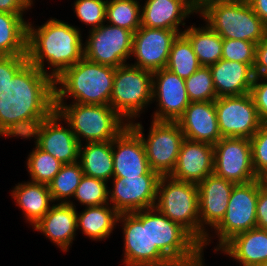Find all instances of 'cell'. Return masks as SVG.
Returning a JSON list of instances; mask_svg holds the SVG:
<instances>
[{
    "instance_id": "obj_1",
    "label": "cell",
    "mask_w": 267,
    "mask_h": 266,
    "mask_svg": "<svg viewBox=\"0 0 267 266\" xmlns=\"http://www.w3.org/2000/svg\"><path fill=\"white\" fill-rule=\"evenodd\" d=\"M54 110V80L28 61L0 97V137H29Z\"/></svg>"
},
{
    "instance_id": "obj_2",
    "label": "cell",
    "mask_w": 267,
    "mask_h": 266,
    "mask_svg": "<svg viewBox=\"0 0 267 266\" xmlns=\"http://www.w3.org/2000/svg\"><path fill=\"white\" fill-rule=\"evenodd\" d=\"M64 21L50 17L27 24V60L53 80L84 57L83 31Z\"/></svg>"
},
{
    "instance_id": "obj_3",
    "label": "cell",
    "mask_w": 267,
    "mask_h": 266,
    "mask_svg": "<svg viewBox=\"0 0 267 266\" xmlns=\"http://www.w3.org/2000/svg\"><path fill=\"white\" fill-rule=\"evenodd\" d=\"M115 68L82 58L54 80L55 103L109 105Z\"/></svg>"
},
{
    "instance_id": "obj_4",
    "label": "cell",
    "mask_w": 267,
    "mask_h": 266,
    "mask_svg": "<svg viewBox=\"0 0 267 266\" xmlns=\"http://www.w3.org/2000/svg\"><path fill=\"white\" fill-rule=\"evenodd\" d=\"M197 14L223 39H238L258 44L267 35V26L249 3L198 0Z\"/></svg>"
},
{
    "instance_id": "obj_5",
    "label": "cell",
    "mask_w": 267,
    "mask_h": 266,
    "mask_svg": "<svg viewBox=\"0 0 267 266\" xmlns=\"http://www.w3.org/2000/svg\"><path fill=\"white\" fill-rule=\"evenodd\" d=\"M80 144L113 141L129 124L110 106L55 103Z\"/></svg>"
},
{
    "instance_id": "obj_6",
    "label": "cell",
    "mask_w": 267,
    "mask_h": 266,
    "mask_svg": "<svg viewBox=\"0 0 267 266\" xmlns=\"http://www.w3.org/2000/svg\"><path fill=\"white\" fill-rule=\"evenodd\" d=\"M155 207L171 221L185 228L201 245L207 234L200 228L198 185L161 176Z\"/></svg>"
},
{
    "instance_id": "obj_7",
    "label": "cell",
    "mask_w": 267,
    "mask_h": 266,
    "mask_svg": "<svg viewBox=\"0 0 267 266\" xmlns=\"http://www.w3.org/2000/svg\"><path fill=\"white\" fill-rule=\"evenodd\" d=\"M152 77L153 72L130 64L115 68L109 105L128 124L139 120L152 104Z\"/></svg>"
},
{
    "instance_id": "obj_8",
    "label": "cell",
    "mask_w": 267,
    "mask_h": 266,
    "mask_svg": "<svg viewBox=\"0 0 267 266\" xmlns=\"http://www.w3.org/2000/svg\"><path fill=\"white\" fill-rule=\"evenodd\" d=\"M119 223L121 225H119ZM123 237L124 266H176L156 245L151 243L150 208L120 213L117 221Z\"/></svg>"
},
{
    "instance_id": "obj_9",
    "label": "cell",
    "mask_w": 267,
    "mask_h": 266,
    "mask_svg": "<svg viewBox=\"0 0 267 266\" xmlns=\"http://www.w3.org/2000/svg\"><path fill=\"white\" fill-rule=\"evenodd\" d=\"M258 179L248 183L235 184L229 199L226 214L221 222L209 233L201 245L202 251L217 239L214 253H217L235 235L256 227V205ZM214 235V236H213ZM214 238V239H213Z\"/></svg>"
},
{
    "instance_id": "obj_10",
    "label": "cell",
    "mask_w": 267,
    "mask_h": 266,
    "mask_svg": "<svg viewBox=\"0 0 267 266\" xmlns=\"http://www.w3.org/2000/svg\"><path fill=\"white\" fill-rule=\"evenodd\" d=\"M141 137L151 170L169 176L174 170L185 137L177 121H150L144 133L142 121L129 124ZM146 136V137H145Z\"/></svg>"
},
{
    "instance_id": "obj_11",
    "label": "cell",
    "mask_w": 267,
    "mask_h": 266,
    "mask_svg": "<svg viewBox=\"0 0 267 266\" xmlns=\"http://www.w3.org/2000/svg\"><path fill=\"white\" fill-rule=\"evenodd\" d=\"M87 34L84 58L114 68L130 63L127 60L131 59L134 32L104 23Z\"/></svg>"
},
{
    "instance_id": "obj_12",
    "label": "cell",
    "mask_w": 267,
    "mask_h": 266,
    "mask_svg": "<svg viewBox=\"0 0 267 266\" xmlns=\"http://www.w3.org/2000/svg\"><path fill=\"white\" fill-rule=\"evenodd\" d=\"M150 235L152 245H156L176 266H184L202 252L201 244L185 228L156 207L150 208Z\"/></svg>"
},
{
    "instance_id": "obj_13",
    "label": "cell",
    "mask_w": 267,
    "mask_h": 266,
    "mask_svg": "<svg viewBox=\"0 0 267 266\" xmlns=\"http://www.w3.org/2000/svg\"><path fill=\"white\" fill-rule=\"evenodd\" d=\"M215 108L222 138L250 139L263 123L250 93L219 97Z\"/></svg>"
},
{
    "instance_id": "obj_14",
    "label": "cell",
    "mask_w": 267,
    "mask_h": 266,
    "mask_svg": "<svg viewBox=\"0 0 267 266\" xmlns=\"http://www.w3.org/2000/svg\"><path fill=\"white\" fill-rule=\"evenodd\" d=\"M214 148L213 173L234 184L259 179L252 163V148L247 138H221Z\"/></svg>"
},
{
    "instance_id": "obj_15",
    "label": "cell",
    "mask_w": 267,
    "mask_h": 266,
    "mask_svg": "<svg viewBox=\"0 0 267 266\" xmlns=\"http://www.w3.org/2000/svg\"><path fill=\"white\" fill-rule=\"evenodd\" d=\"M21 139L35 140L34 143L41 150L51 154L62 164H72L79 160L80 143L69 124L56 110L41 121L29 137Z\"/></svg>"
},
{
    "instance_id": "obj_16",
    "label": "cell",
    "mask_w": 267,
    "mask_h": 266,
    "mask_svg": "<svg viewBox=\"0 0 267 266\" xmlns=\"http://www.w3.org/2000/svg\"><path fill=\"white\" fill-rule=\"evenodd\" d=\"M159 174L112 178L108 188L109 204L120 213H132L155 207Z\"/></svg>"
},
{
    "instance_id": "obj_17",
    "label": "cell",
    "mask_w": 267,
    "mask_h": 266,
    "mask_svg": "<svg viewBox=\"0 0 267 266\" xmlns=\"http://www.w3.org/2000/svg\"><path fill=\"white\" fill-rule=\"evenodd\" d=\"M156 102V103H155ZM156 107L151 115L156 121H177L190 104L185 79L167 68L153 72L152 104Z\"/></svg>"
},
{
    "instance_id": "obj_18",
    "label": "cell",
    "mask_w": 267,
    "mask_h": 266,
    "mask_svg": "<svg viewBox=\"0 0 267 266\" xmlns=\"http://www.w3.org/2000/svg\"><path fill=\"white\" fill-rule=\"evenodd\" d=\"M175 30L141 26L133 36L132 66L151 72L166 67L171 45L178 36Z\"/></svg>"
},
{
    "instance_id": "obj_19",
    "label": "cell",
    "mask_w": 267,
    "mask_h": 266,
    "mask_svg": "<svg viewBox=\"0 0 267 266\" xmlns=\"http://www.w3.org/2000/svg\"><path fill=\"white\" fill-rule=\"evenodd\" d=\"M112 155L113 178L158 174L151 170L142 139L130 125L113 139Z\"/></svg>"
},
{
    "instance_id": "obj_20",
    "label": "cell",
    "mask_w": 267,
    "mask_h": 266,
    "mask_svg": "<svg viewBox=\"0 0 267 266\" xmlns=\"http://www.w3.org/2000/svg\"><path fill=\"white\" fill-rule=\"evenodd\" d=\"M143 3L141 26L175 30L179 34L187 27L185 20L198 13L197 0H146Z\"/></svg>"
},
{
    "instance_id": "obj_21",
    "label": "cell",
    "mask_w": 267,
    "mask_h": 266,
    "mask_svg": "<svg viewBox=\"0 0 267 266\" xmlns=\"http://www.w3.org/2000/svg\"><path fill=\"white\" fill-rule=\"evenodd\" d=\"M197 185L200 228L208 235L224 218L235 184L213 173Z\"/></svg>"
},
{
    "instance_id": "obj_22",
    "label": "cell",
    "mask_w": 267,
    "mask_h": 266,
    "mask_svg": "<svg viewBox=\"0 0 267 266\" xmlns=\"http://www.w3.org/2000/svg\"><path fill=\"white\" fill-rule=\"evenodd\" d=\"M214 171V148L205 142L184 139L171 178L200 183Z\"/></svg>"
},
{
    "instance_id": "obj_23",
    "label": "cell",
    "mask_w": 267,
    "mask_h": 266,
    "mask_svg": "<svg viewBox=\"0 0 267 266\" xmlns=\"http://www.w3.org/2000/svg\"><path fill=\"white\" fill-rule=\"evenodd\" d=\"M177 122L187 140L215 145L222 138L215 101L190 102Z\"/></svg>"
},
{
    "instance_id": "obj_24",
    "label": "cell",
    "mask_w": 267,
    "mask_h": 266,
    "mask_svg": "<svg viewBox=\"0 0 267 266\" xmlns=\"http://www.w3.org/2000/svg\"><path fill=\"white\" fill-rule=\"evenodd\" d=\"M76 212L77 209L69 203H54L32 228L48 238L61 252L66 253L78 234Z\"/></svg>"
},
{
    "instance_id": "obj_25",
    "label": "cell",
    "mask_w": 267,
    "mask_h": 266,
    "mask_svg": "<svg viewBox=\"0 0 267 266\" xmlns=\"http://www.w3.org/2000/svg\"><path fill=\"white\" fill-rule=\"evenodd\" d=\"M209 68L217 98L250 93L255 76L249 64L220 59Z\"/></svg>"
},
{
    "instance_id": "obj_26",
    "label": "cell",
    "mask_w": 267,
    "mask_h": 266,
    "mask_svg": "<svg viewBox=\"0 0 267 266\" xmlns=\"http://www.w3.org/2000/svg\"><path fill=\"white\" fill-rule=\"evenodd\" d=\"M218 252L239 266H260L267 262V230L255 227L237 234Z\"/></svg>"
},
{
    "instance_id": "obj_27",
    "label": "cell",
    "mask_w": 267,
    "mask_h": 266,
    "mask_svg": "<svg viewBox=\"0 0 267 266\" xmlns=\"http://www.w3.org/2000/svg\"><path fill=\"white\" fill-rule=\"evenodd\" d=\"M16 206L22 210L25 223L32 227L38 223L54 204L46 184L22 181L9 192Z\"/></svg>"
},
{
    "instance_id": "obj_28",
    "label": "cell",
    "mask_w": 267,
    "mask_h": 266,
    "mask_svg": "<svg viewBox=\"0 0 267 266\" xmlns=\"http://www.w3.org/2000/svg\"><path fill=\"white\" fill-rule=\"evenodd\" d=\"M84 208L76 212L77 232L96 242L110 238L117 228L119 213L109 203Z\"/></svg>"
},
{
    "instance_id": "obj_29",
    "label": "cell",
    "mask_w": 267,
    "mask_h": 266,
    "mask_svg": "<svg viewBox=\"0 0 267 266\" xmlns=\"http://www.w3.org/2000/svg\"><path fill=\"white\" fill-rule=\"evenodd\" d=\"M78 162L84 175L109 183L114 173L112 141L80 144Z\"/></svg>"
},
{
    "instance_id": "obj_30",
    "label": "cell",
    "mask_w": 267,
    "mask_h": 266,
    "mask_svg": "<svg viewBox=\"0 0 267 266\" xmlns=\"http://www.w3.org/2000/svg\"><path fill=\"white\" fill-rule=\"evenodd\" d=\"M23 16L0 12V56L27 55V24L30 19Z\"/></svg>"
},
{
    "instance_id": "obj_31",
    "label": "cell",
    "mask_w": 267,
    "mask_h": 266,
    "mask_svg": "<svg viewBox=\"0 0 267 266\" xmlns=\"http://www.w3.org/2000/svg\"><path fill=\"white\" fill-rule=\"evenodd\" d=\"M196 26L194 23L187 25L183 34L191 42L201 66L209 67L222 58L223 38L206 23Z\"/></svg>"
},
{
    "instance_id": "obj_32",
    "label": "cell",
    "mask_w": 267,
    "mask_h": 266,
    "mask_svg": "<svg viewBox=\"0 0 267 266\" xmlns=\"http://www.w3.org/2000/svg\"><path fill=\"white\" fill-rule=\"evenodd\" d=\"M201 64L189 39L182 33L174 39L166 67L169 71L186 79L195 73Z\"/></svg>"
},
{
    "instance_id": "obj_33",
    "label": "cell",
    "mask_w": 267,
    "mask_h": 266,
    "mask_svg": "<svg viewBox=\"0 0 267 266\" xmlns=\"http://www.w3.org/2000/svg\"><path fill=\"white\" fill-rule=\"evenodd\" d=\"M83 175L79 162L63 164L48 185L53 202L69 203L73 199Z\"/></svg>"
},
{
    "instance_id": "obj_34",
    "label": "cell",
    "mask_w": 267,
    "mask_h": 266,
    "mask_svg": "<svg viewBox=\"0 0 267 266\" xmlns=\"http://www.w3.org/2000/svg\"><path fill=\"white\" fill-rule=\"evenodd\" d=\"M142 0H108L106 23L136 32L141 27Z\"/></svg>"
},
{
    "instance_id": "obj_35",
    "label": "cell",
    "mask_w": 267,
    "mask_h": 266,
    "mask_svg": "<svg viewBox=\"0 0 267 266\" xmlns=\"http://www.w3.org/2000/svg\"><path fill=\"white\" fill-rule=\"evenodd\" d=\"M25 161L29 179L32 182L49 185L63 165L51 154L41 150L35 143Z\"/></svg>"
},
{
    "instance_id": "obj_36",
    "label": "cell",
    "mask_w": 267,
    "mask_h": 266,
    "mask_svg": "<svg viewBox=\"0 0 267 266\" xmlns=\"http://www.w3.org/2000/svg\"><path fill=\"white\" fill-rule=\"evenodd\" d=\"M108 182L83 175L80 183L73 196V200L69 202L77 209L76 205L83 207L100 206L109 203ZM76 201V202H74Z\"/></svg>"
},
{
    "instance_id": "obj_37",
    "label": "cell",
    "mask_w": 267,
    "mask_h": 266,
    "mask_svg": "<svg viewBox=\"0 0 267 266\" xmlns=\"http://www.w3.org/2000/svg\"><path fill=\"white\" fill-rule=\"evenodd\" d=\"M185 87L190 102L215 101L217 94L209 67L201 66L185 79Z\"/></svg>"
},
{
    "instance_id": "obj_38",
    "label": "cell",
    "mask_w": 267,
    "mask_h": 266,
    "mask_svg": "<svg viewBox=\"0 0 267 266\" xmlns=\"http://www.w3.org/2000/svg\"><path fill=\"white\" fill-rule=\"evenodd\" d=\"M108 0H74L71 4L74 15L88 26V31L106 23V5Z\"/></svg>"
},
{
    "instance_id": "obj_39",
    "label": "cell",
    "mask_w": 267,
    "mask_h": 266,
    "mask_svg": "<svg viewBox=\"0 0 267 266\" xmlns=\"http://www.w3.org/2000/svg\"><path fill=\"white\" fill-rule=\"evenodd\" d=\"M255 48L256 44L250 41L223 39L221 59L249 64L253 68Z\"/></svg>"
},
{
    "instance_id": "obj_40",
    "label": "cell",
    "mask_w": 267,
    "mask_h": 266,
    "mask_svg": "<svg viewBox=\"0 0 267 266\" xmlns=\"http://www.w3.org/2000/svg\"><path fill=\"white\" fill-rule=\"evenodd\" d=\"M252 163L258 178L267 173V123H262L258 131L250 138Z\"/></svg>"
},
{
    "instance_id": "obj_41",
    "label": "cell",
    "mask_w": 267,
    "mask_h": 266,
    "mask_svg": "<svg viewBox=\"0 0 267 266\" xmlns=\"http://www.w3.org/2000/svg\"><path fill=\"white\" fill-rule=\"evenodd\" d=\"M27 62V55L0 56V97L9 80H12Z\"/></svg>"
},
{
    "instance_id": "obj_42",
    "label": "cell",
    "mask_w": 267,
    "mask_h": 266,
    "mask_svg": "<svg viewBox=\"0 0 267 266\" xmlns=\"http://www.w3.org/2000/svg\"><path fill=\"white\" fill-rule=\"evenodd\" d=\"M250 94L261 121L267 123V77L255 76Z\"/></svg>"
},
{
    "instance_id": "obj_43",
    "label": "cell",
    "mask_w": 267,
    "mask_h": 266,
    "mask_svg": "<svg viewBox=\"0 0 267 266\" xmlns=\"http://www.w3.org/2000/svg\"><path fill=\"white\" fill-rule=\"evenodd\" d=\"M256 227L267 230V188L258 179V198L256 205Z\"/></svg>"
},
{
    "instance_id": "obj_44",
    "label": "cell",
    "mask_w": 267,
    "mask_h": 266,
    "mask_svg": "<svg viewBox=\"0 0 267 266\" xmlns=\"http://www.w3.org/2000/svg\"><path fill=\"white\" fill-rule=\"evenodd\" d=\"M254 76L267 77V35L256 44Z\"/></svg>"
},
{
    "instance_id": "obj_45",
    "label": "cell",
    "mask_w": 267,
    "mask_h": 266,
    "mask_svg": "<svg viewBox=\"0 0 267 266\" xmlns=\"http://www.w3.org/2000/svg\"><path fill=\"white\" fill-rule=\"evenodd\" d=\"M31 8L28 0H0V12L25 15Z\"/></svg>"
},
{
    "instance_id": "obj_46",
    "label": "cell",
    "mask_w": 267,
    "mask_h": 266,
    "mask_svg": "<svg viewBox=\"0 0 267 266\" xmlns=\"http://www.w3.org/2000/svg\"><path fill=\"white\" fill-rule=\"evenodd\" d=\"M255 14L267 26V0H251L249 2Z\"/></svg>"
},
{
    "instance_id": "obj_47",
    "label": "cell",
    "mask_w": 267,
    "mask_h": 266,
    "mask_svg": "<svg viewBox=\"0 0 267 266\" xmlns=\"http://www.w3.org/2000/svg\"><path fill=\"white\" fill-rule=\"evenodd\" d=\"M184 266H207L204 259V251H202L196 258Z\"/></svg>"
},
{
    "instance_id": "obj_48",
    "label": "cell",
    "mask_w": 267,
    "mask_h": 266,
    "mask_svg": "<svg viewBox=\"0 0 267 266\" xmlns=\"http://www.w3.org/2000/svg\"><path fill=\"white\" fill-rule=\"evenodd\" d=\"M263 185L267 188V173L261 177Z\"/></svg>"
},
{
    "instance_id": "obj_49",
    "label": "cell",
    "mask_w": 267,
    "mask_h": 266,
    "mask_svg": "<svg viewBox=\"0 0 267 266\" xmlns=\"http://www.w3.org/2000/svg\"><path fill=\"white\" fill-rule=\"evenodd\" d=\"M235 2H244V3H249L251 0H232Z\"/></svg>"
},
{
    "instance_id": "obj_50",
    "label": "cell",
    "mask_w": 267,
    "mask_h": 266,
    "mask_svg": "<svg viewBox=\"0 0 267 266\" xmlns=\"http://www.w3.org/2000/svg\"><path fill=\"white\" fill-rule=\"evenodd\" d=\"M28 2L33 7L34 6V3H35V0H28Z\"/></svg>"
},
{
    "instance_id": "obj_51",
    "label": "cell",
    "mask_w": 267,
    "mask_h": 266,
    "mask_svg": "<svg viewBox=\"0 0 267 266\" xmlns=\"http://www.w3.org/2000/svg\"><path fill=\"white\" fill-rule=\"evenodd\" d=\"M260 266H267V262H266V263H263V264H261Z\"/></svg>"
}]
</instances>
